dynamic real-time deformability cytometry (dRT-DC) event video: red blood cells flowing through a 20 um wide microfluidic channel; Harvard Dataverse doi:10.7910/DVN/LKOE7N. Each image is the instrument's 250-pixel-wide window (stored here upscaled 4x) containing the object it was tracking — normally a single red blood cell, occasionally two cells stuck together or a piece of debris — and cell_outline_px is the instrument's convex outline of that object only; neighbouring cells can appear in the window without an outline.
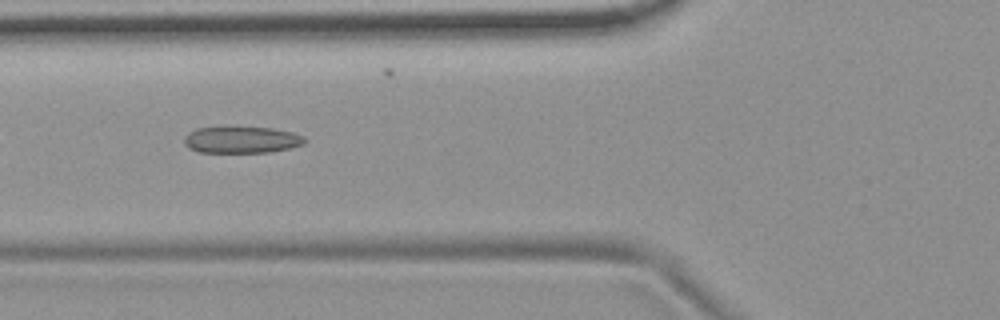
{"species": "common noctule bat (a hibernating species)", "species_latin": "Nyctalus noctula", "temperature_condition": "room temperature", "stored_images_in_passage": 8, "camera_frame_rate_fps": 3000, "um_per_image_px": 0.085, "animal": {"sex": "female", "body_mass_g": 19.9}, "frame": {"image": 1, "passage_image": 6, "time_ms": 5.667, "image_size_px": [1000, 320], "cell_outline_px": [[308, 140], [304, 144], [292, 148], [272, 152], [196, 152], [188, 148], [184, 144], [184, 136], [188, 132], [196, 128], [272, 128], [292, 132], [304, 136]], "centroid_in_image_um": [20.55, 11.9], "position_along_channel_um": 105.2, "area_um2": 18.73}}
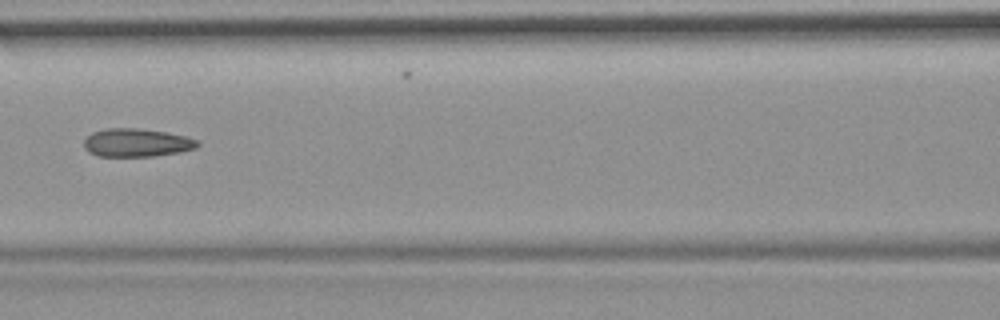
{"frame": {"image": 2, "passage_image": 7, "time_ms": 7.0, "image_size_px": [1000, 320], "cell_outline_px": [[200, 144], [196, 148], [180, 152], [152, 156], [96, 156], [88, 152], [84, 148], [84, 140], [92, 132], [104, 128], [136, 128], [164, 132], [184, 136], [196, 140]], "centroid_in_image_um": [11.57, 12.13], "position_along_channel_um": 155.0, "area_um2": 18.61}}